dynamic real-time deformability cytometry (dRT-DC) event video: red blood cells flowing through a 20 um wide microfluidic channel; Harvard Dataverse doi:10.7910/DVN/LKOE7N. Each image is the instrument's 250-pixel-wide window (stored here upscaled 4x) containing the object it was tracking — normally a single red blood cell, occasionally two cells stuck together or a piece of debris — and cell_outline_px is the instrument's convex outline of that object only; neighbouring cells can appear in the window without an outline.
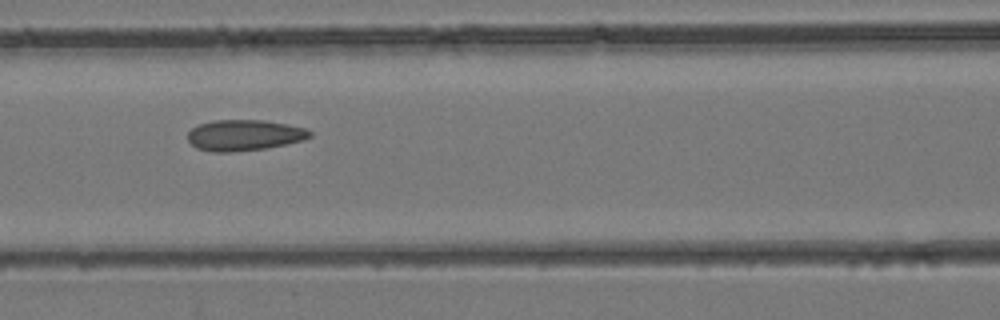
{"species": "common noctule bat (a hibernating species)", "species_latin": "Nyctalus noctula", "temperature_condition": "room temperature", "stored_images_in_passage": 7, "camera_frame_rate_fps": 3000, "um_per_image_px": 0.085, "animal": {"sex": "female", "body_mass_g": 24.6, "forearm_length_mm": 56.2}, "frame": {"image": 1, "passage_image": 6, "time_ms": 1.667, "image_size_px": [1000, 320], "cell_outline_px": [[312, 136], [304, 140], [264, 148], [232, 152], [212, 152], [196, 148], [188, 140], [188, 132], [192, 128], [200, 124], [216, 120], [264, 120], [304, 128], [312, 132]], "centroid_in_image_um": [20.74, 11.49], "position_along_channel_um": 145.9, "area_um2": 21.79}}
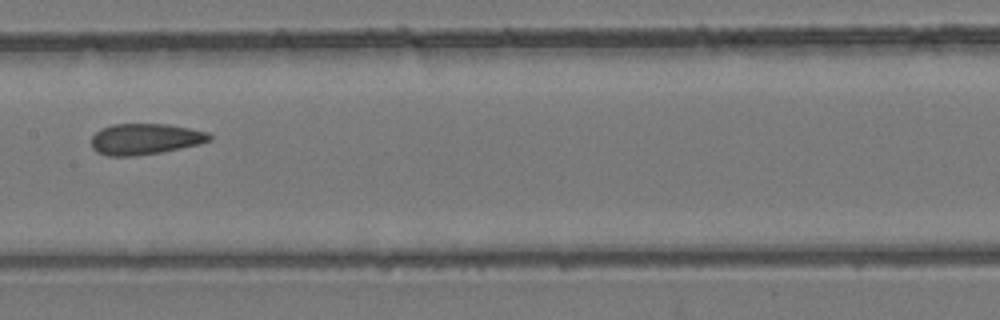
{"frame": {"image": 2, "passage_image": 7, "time_ms": 2.0, "image_size_px": [1000, 320], "cell_outline_px": [[212, 140], [180, 148], [160, 152], [132, 156], [108, 156], [96, 152], [92, 148], [92, 136], [100, 128], [112, 124], [168, 124], [208, 132], [212, 136]], "centroid_in_image_um": [12.3, 11.81], "position_along_channel_um": 195.1, "area_um2": 21.27}}